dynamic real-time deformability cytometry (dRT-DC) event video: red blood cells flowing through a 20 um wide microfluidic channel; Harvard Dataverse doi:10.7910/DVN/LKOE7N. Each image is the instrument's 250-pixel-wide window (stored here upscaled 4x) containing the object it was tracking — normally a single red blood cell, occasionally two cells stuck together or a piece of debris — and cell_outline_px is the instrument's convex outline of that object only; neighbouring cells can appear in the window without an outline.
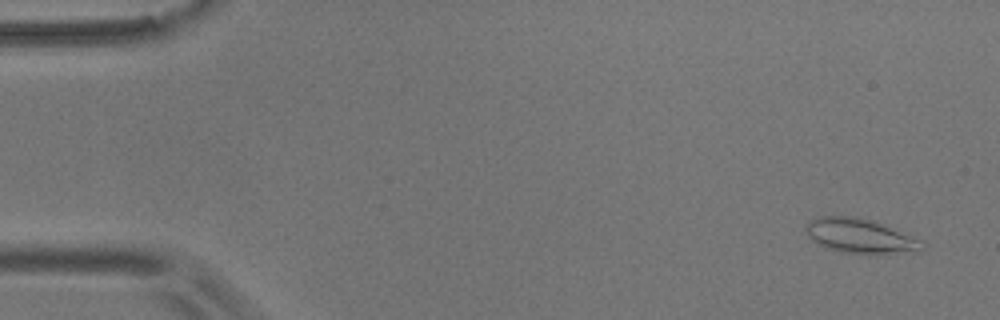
{"species": "common noctule bat (a hibernating species)", "species_latin": "Nyctalus noctula", "temperature_condition": "room temperature", "stored_images_in_passage": 49, "camera_frame_rate_fps": 3000, "um_per_image_px": 0.085, "animal": {"sex": "male", "body_mass_g": 17.9}, "frame": {"image": 1, "passage_image": 1, "time_ms": 0.0, "image_size_px": [1000, 320], "cell_outline_px": [[924, 248], [888, 252], [840, 252], [828, 248], [812, 240], [808, 236], [804, 228], [804, 224], [808, 220], [816, 216], [856, 216], [872, 220], [884, 224], [920, 240]], "centroid_in_image_um": [72.94, 19.98], "position_along_channel_um": 12.1, "area_um2": 22.6}}
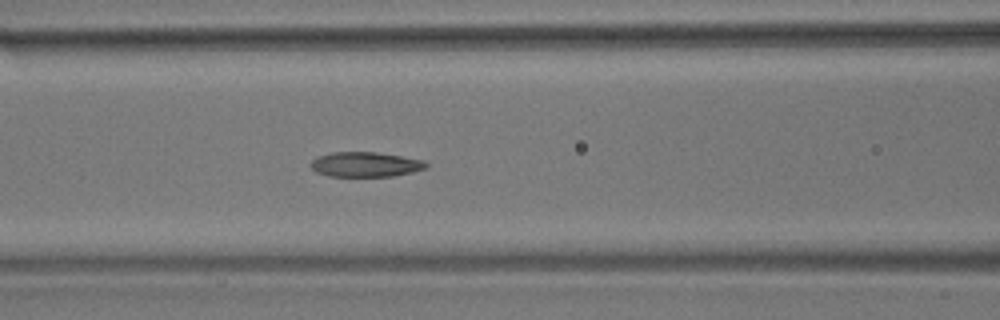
{"frame": {"image": 2, "passage_image": 21, "time_ms": 6.667, "image_size_px": [1000, 320], "cell_outline_px": [[428, 164], [424, 168], [412, 172], [392, 176], [328, 176], [316, 172], [312, 168], [312, 160], [316, 156], [332, 152], [376, 152], [424, 160]], "centroid_in_image_um": [31.03, 13.97], "position_along_channel_um": 135.6, "area_um2": 16.59}}
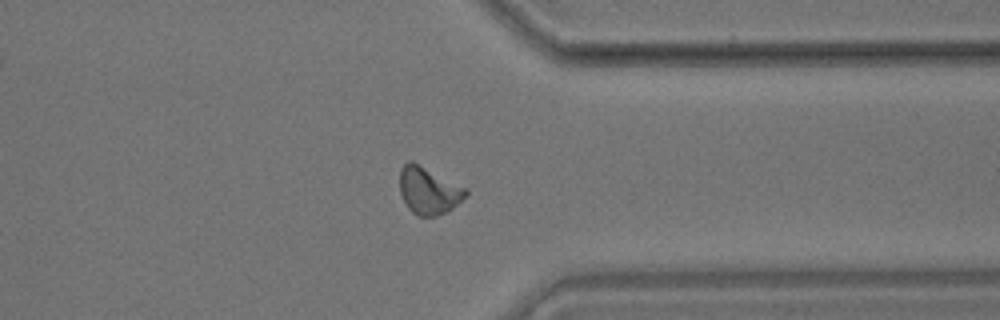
{"frame": {"image": 3, "passage_image": 41, "time_ms": 13.333, "image_size_px": [1000, 320], "cell_outline_px": [[468, 196], [448, 212], [436, 216], [420, 216], [412, 212], [408, 208], [400, 192], [400, 168], [408, 160], [412, 160], [468, 188]], "centroid_in_image_um": [36.47, 16.19], "position_along_channel_um": 374.9, "area_um2": 18.5}, "authors_computed_cell_mechanics": {"area_um2": 17.629, "velocity_mm_per_s": 3.6522, "shape_relaxation_time_tau1_ms": 9.0845, "shape_relaxation_time_tau2_ms": 2.1696, "deformation_change_tau1": 0.1578, "deformation_change_tau2": 0.0882}}